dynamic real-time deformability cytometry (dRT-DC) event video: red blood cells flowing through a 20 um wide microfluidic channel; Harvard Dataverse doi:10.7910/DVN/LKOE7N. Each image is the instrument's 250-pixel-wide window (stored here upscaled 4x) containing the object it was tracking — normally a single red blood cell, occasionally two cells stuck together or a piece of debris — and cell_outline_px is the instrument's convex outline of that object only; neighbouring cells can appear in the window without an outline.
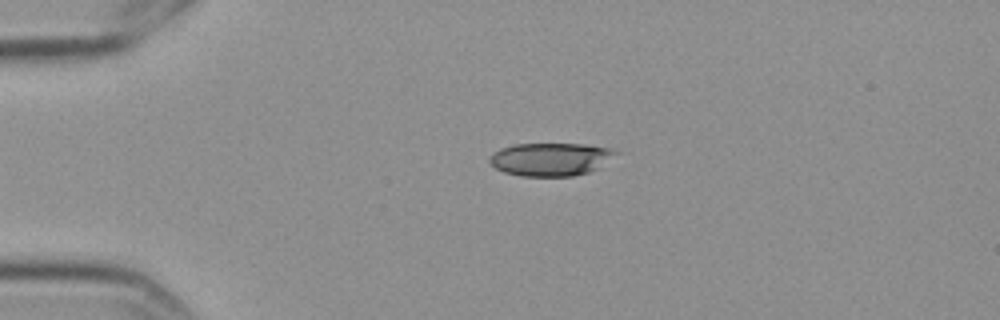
{"species": "Egyptian fruit bat (a non-hibernating species)", "species_latin": "Rousettus aegyptiacus", "temperature_condition": "cold", "stored_images_in_passage": 5, "camera_frame_rate_fps": 3000, "um_per_image_px": 0.085, "frame": {"image": 1, "passage_image": 5, "time_ms": 1.333, "image_size_px": [1000, 320], "cell_outline_px": [[620, 152], [596, 168], [588, 172], [572, 176], [520, 176], [504, 172], [496, 168], [488, 160], [488, 156], [500, 148], [516, 144], [584, 144], [608, 148]], "centroid_in_image_um": [46.75, 13.53], "position_along_channel_um": 38.3, "area_um2": 24.1}}